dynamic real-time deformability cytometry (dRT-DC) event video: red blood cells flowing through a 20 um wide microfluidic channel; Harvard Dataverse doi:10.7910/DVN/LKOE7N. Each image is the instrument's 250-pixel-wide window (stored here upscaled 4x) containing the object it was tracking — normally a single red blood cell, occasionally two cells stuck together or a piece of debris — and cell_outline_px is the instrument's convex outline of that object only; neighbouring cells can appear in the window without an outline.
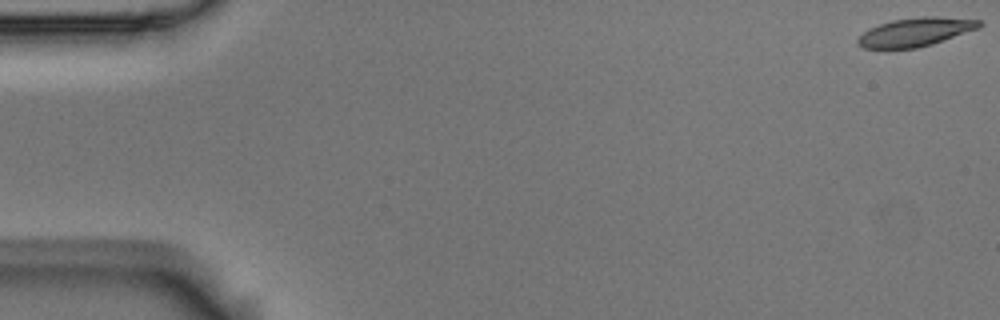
{"species": "Egyptian fruit bat (a non-hibernating species)", "species_latin": "Rousettus aegyptiacus", "temperature_condition": "room temperature", "stored_images_in_passage": 9, "camera_frame_rate_fps": 3000, "um_per_image_px": 0.085, "animal": {"sex": "male"}, "frame": {"image": 1, "passage_image": 1, "time_ms": 0.0, "image_size_px": [1000, 320], "cell_outline_px": [[984, 24], [980, 28], [932, 44], [916, 48], [864, 48], [856, 44], [856, 40], [868, 28], [892, 20], [924, 16], [936, 16], [980, 20]], "centroid_in_image_um": [77.83, 2.71], "position_along_channel_um": 7.2, "area_um2": 20.23}}
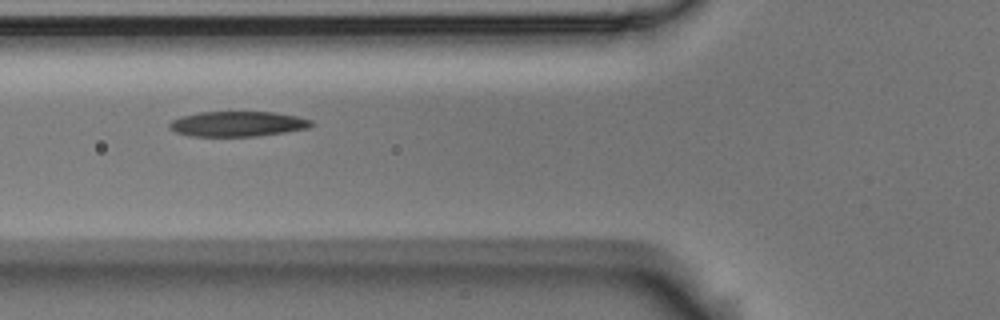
{"frame": {"image": 2, "passage_image": 6, "time_ms": 1.667, "image_size_px": [1000, 320], "cell_outline_px": [[312, 124], [308, 128], [284, 132], [256, 136], [188, 136], [176, 132], [168, 128], [168, 124], [172, 120], [180, 116], [200, 112], [272, 112], [296, 116], [312, 120]], "centroid_in_image_um": [20.14, 10.53], "position_along_channel_um": 105.7, "area_um2": 20.75}}
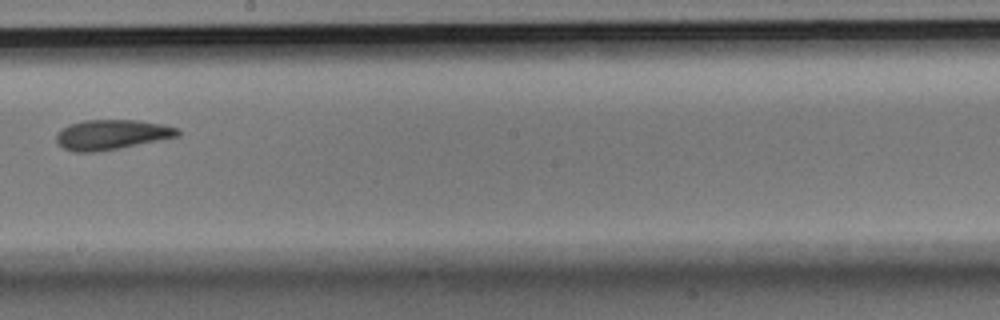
{"frame": {"image": 3, "passage_image": 9, "time_ms": 2.667, "image_size_px": [1000, 320], "cell_outline_px": [[180, 136], [120, 148], [92, 152], [72, 152], [64, 148], [56, 140], [56, 132], [68, 124], [84, 120], [140, 120], [164, 124], [180, 128]], "centroid_in_image_um": [9.51, 11.43], "position_along_channel_um": 238.7, "area_um2": 21.39}}